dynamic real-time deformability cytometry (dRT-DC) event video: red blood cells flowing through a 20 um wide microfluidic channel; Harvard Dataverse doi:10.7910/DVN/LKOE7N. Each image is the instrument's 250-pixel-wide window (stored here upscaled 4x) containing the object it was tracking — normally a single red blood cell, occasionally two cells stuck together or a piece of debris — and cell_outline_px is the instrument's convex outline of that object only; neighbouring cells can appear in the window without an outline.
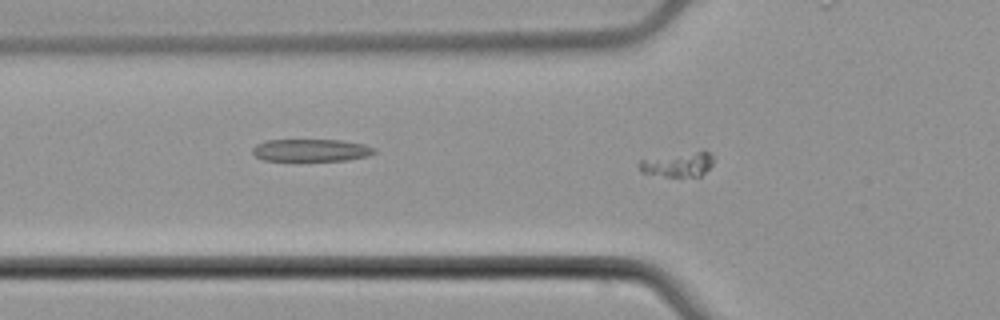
{"species": "common noctule bat (a hibernating species)", "species_latin": "Nyctalus noctula", "temperature_condition": "cold", "stored_images_in_passage": 58, "camera_frame_rate_fps": 3000, "um_per_image_px": 0.085, "animal": {"sex": "male", "body_mass_g": 21.5, "forearm_length_mm": 52.0}, "frame": {"image": 1, "passage_image": 20, "time_ms": 6.333, "image_size_px": [1000, 320], "cell_outline_px": [[712, 164], [700, 176], [664, 176], [640, 172], [640, 160], [704, 148], [712, 156]], "centroid_in_image_um": [57.67, 13.94], "position_along_channel_um": 68.1, "area_um2": 10.69}}
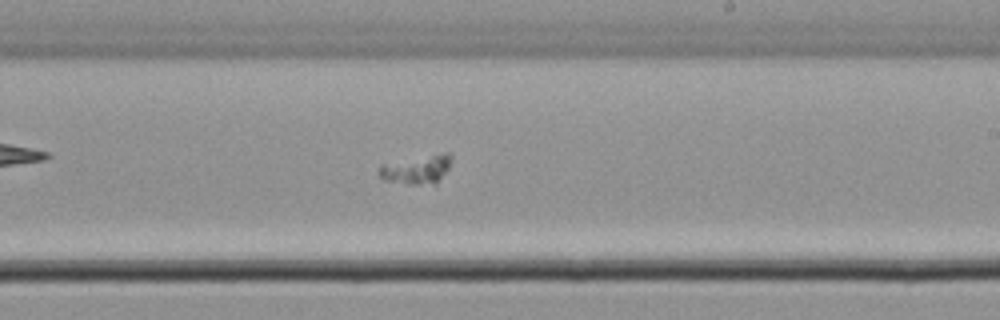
{"frame": {"image": 2, "passage_image": 35, "time_ms": 11.333, "image_size_px": [1000, 320], "cell_outline_px": [[452, 160], [448, 168], [436, 184], [408, 184], [384, 180], [380, 176], [380, 164], [444, 152], [448, 152], [452, 156]], "centroid_in_image_um": [35.46, 14.39], "position_along_channel_um": 253.5, "area_um2": 12.02}}
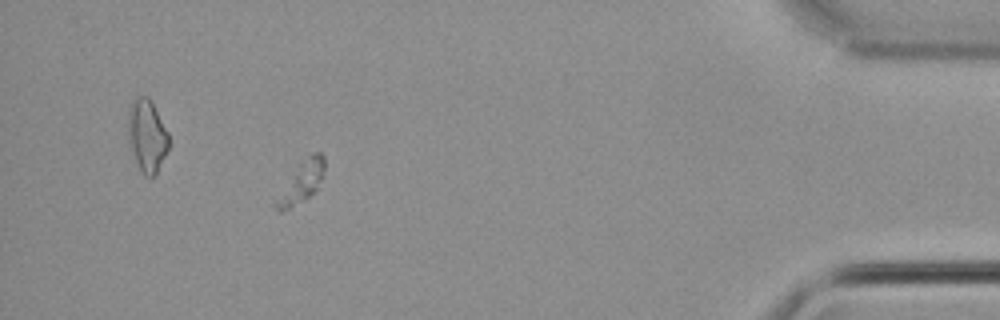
{"frame": {"image": 3, "passage_image": 52, "time_ms": 17.0, "image_size_px": [1000, 320], "cell_outline_px": [[324, 176], [316, 188], [304, 200], [280, 212], [272, 204], [300, 164], [312, 152], [320, 152], [324, 156]], "centroid_in_image_um": [25.65, 15.48], "position_along_channel_um": 409.6, "area_um2": 10.92}}